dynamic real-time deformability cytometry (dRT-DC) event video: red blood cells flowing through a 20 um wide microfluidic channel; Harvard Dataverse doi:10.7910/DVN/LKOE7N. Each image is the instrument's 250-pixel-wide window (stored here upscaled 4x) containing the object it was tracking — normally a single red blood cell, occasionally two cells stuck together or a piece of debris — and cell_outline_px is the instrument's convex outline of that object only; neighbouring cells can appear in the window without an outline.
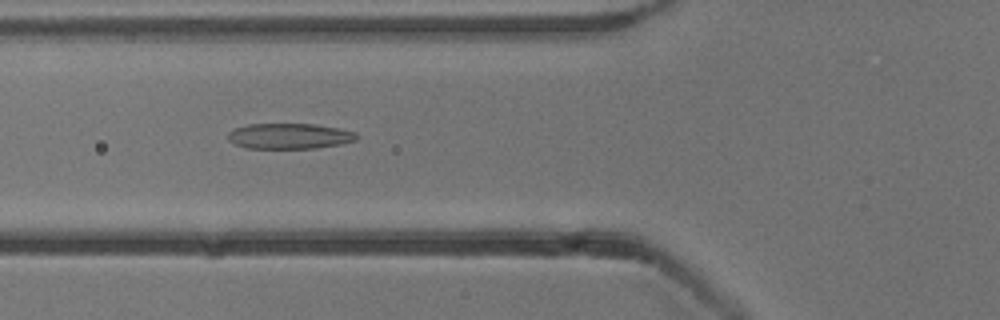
{"species": "common noctule bat (a hibernating species)", "species_latin": "Nyctalus noctula", "temperature_condition": "cold", "stored_images_in_passage": 51, "camera_frame_rate_fps": 3000, "um_per_image_px": 0.085, "animal": {"sex": "male", "body_mass_g": 13.3}, "frame": {"image": 1, "passage_image": 18, "time_ms": 5.667, "image_size_px": [1000, 320], "cell_outline_px": [[360, 136], [356, 140], [340, 144], [316, 148], [248, 148], [236, 144], [228, 140], [228, 132], [236, 128], [248, 124], [316, 124], [340, 128], [356, 132]], "centroid_in_image_um": [24.65, 11.56], "position_along_channel_um": 101.2, "area_um2": 19.19}}
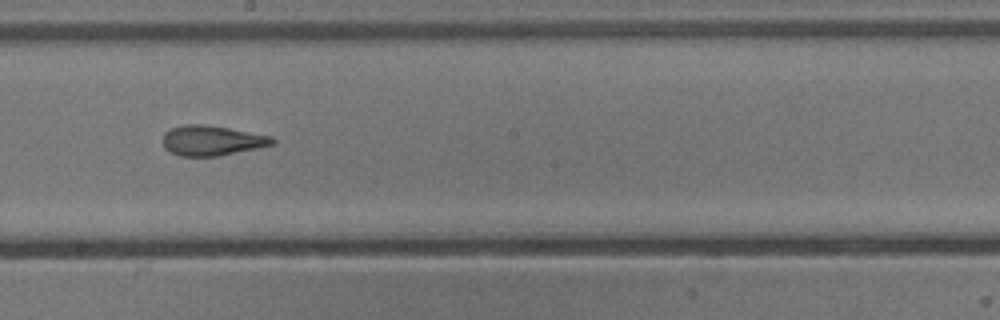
{"frame": {"image": 2, "passage_image": 28, "time_ms": 9.0, "image_size_px": [1000, 320], "cell_outline_px": [[276, 144], [220, 156], [180, 156], [164, 148], [164, 132], [172, 128], [184, 124], [200, 124], [228, 128], [272, 136], [276, 140]], "centroid_in_image_um": [18.04, 11.95], "position_along_channel_um": 230.2, "area_um2": 19.13}}
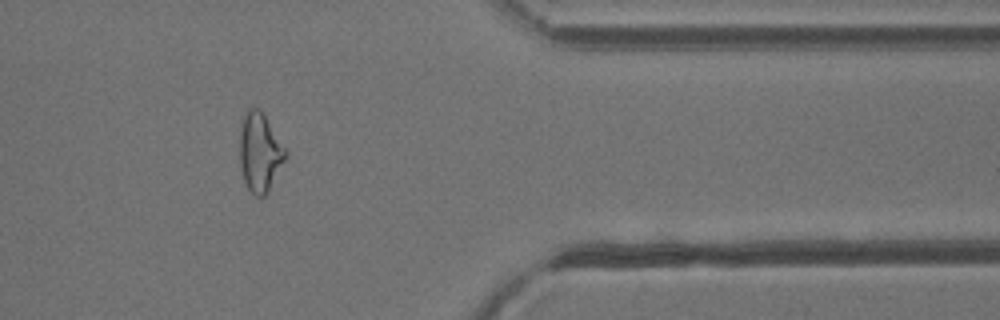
{"frame": {"image": 3, "passage_image": 42, "time_ms": 13.667, "image_size_px": [1000, 320], "cell_outline_px": [[288, 152], [284, 160], [264, 196], [256, 196], [248, 188], [244, 180], [240, 168], [240, 124], [248, 108], [260, 108]], "centroid_in_image_um": [22.06, 12.9], "position_along_channel_um": 389.3, "area_um2": 20.63}, "authors_computed_cell_mechanics": {"area_um2": 20.4612, "velocity_mm_per_s": 3.857, "shape_relaxation_time_tau1_ms": 6.8282, "shape_relaxation_time_tau2_ms": 2.2347, "deformation_change_tau1": 0.1979, "deformation_change_tau2": 0.1178}}